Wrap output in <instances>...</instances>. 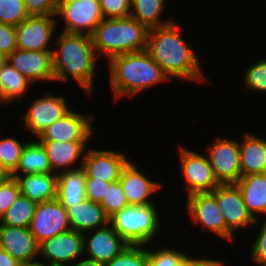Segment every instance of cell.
I'll return each instance as SVG.
<instances>
[{"label":"cell","mask_w":266,"mask_h":266,"mask_svg":"<svg viewBox=\"0 0 266 266\" xmlns=\"http://www.w3.org/2000/svg\"><path fill=\"white\" fill-rule=\"evenodd\" d=\"M9 178H11V174L0 166V186H2Z\"/></svg>","instance_id":"cell-46"},{"label":"cell","mask_w":266,"mask_h":266,"mask_svg":"<svg viewBox=\"0 0 266 266\" xmlns=\"http://www.w3.org/2000/svg\"><path fill=\"white\" fill-rule=\"evenodd\" d=\"M57 42L59 51L52 50L55 80H67L69 75L90 94L98 59L91 36L62 32Z\"/></svg>","instance_id":"cell-2"},{"label":"cell","mask_w":266,"mask_h":266,"mask_svg":"<svg viewBox=\"0 0 266 266\" xmlns=\"http://www.w3.org/2000/svg\"><path fill=\"white\" fill-rule=\"evenodd\" d=\"M25 144L12 137L0 140V166L9 174H13L20 162V157Z\"/></svg>","instance_id":"cell-31"},{"label":"cell","mask_w":266,"mask_h":266,"mask_svg":"<svg viewBox=\"0 0 266 266\" xmlns=\"http://www.w3.org/2000/svg\"><path fill=\"white\" fill-rule=\"evenodd\" d=\"M59 0H24L29 16L56 15Z\"/></svg>","instance_id":"cell-39"},{"label":"cell","mask_w":266,"mask_h":266,"mask_svg":"<svg viewBox=\"0 0 266 266\" xmlns=\"http://www.w3.org/2000/svg\"><path fill=\"white\" fill-rule=\"evenodd\" d=\"M20 262L14 259L8 252L0 248V266H18Z\"/></svg>","instance_id":"cell-44"},{"label":"cell","mask_w":266,"mask_h":266,"mask_svg":"<svg viewBox=\"0 0 266 266\" xmlns=\"http://www.w3.org/2000/svg\"><path fill=\"white\" fill-rule=\"evenodd\" d=\"M207 150L217 181L220 184H235L242 176L238 142L219 138Z\"/></svg>","instance_id":"cell-10"},{"label":"cell","mask_w":266,"mask_h":266,"mask_svg":"<svg viewBox=\"0 0 266 266\" xmlns=\"http://www.w3.org/2000/svg\"><path fill=\"white\" fill-rule=\"evenodd\" d=\"M149 29L131 16L103 19L91 35L96 52L105 53L108 60L116 55L147 49Z\"/></svg>","instance_id":"cell-4"},{"label":"cell","mask_w":266,"mask_h":266,"mask_svg":"<svg viewBox=\"0 0 266 266\" xmlns=\"http://www.w3.org/2000/svg\"><path fill=\"white\" fill-rule=\"evenodd\" d=\"M15 49H17L15 26L0 22V52L7 57Z\"/></svg>","instance_id":"cell-41"},{"label":"cell","mask_w":266,"mask_h":266,"mask_svg":"<svg viewBox=\"0 0 266 266\" xmlns=\"http://www.w3.org/2000/svg\"><path fill=\"white\" fill-rule=\"evenodd\" d=\"M29 230L38 244L69 231L66 208L57 199L37 203Z\"/></svg>","instance_id":"cell-9"},{"label":"cell","mask_w":266,"mask_h":266,"mask_svg":"<svg viewBox=\"0 0 266 266\" xmlns=\"http://www.w3.org/2000/svg\"><path fill=\"white\" fill-rule=\"evenodd\" d=\"M142 247L143 245H128L103 266H148V248L142 249Z\"/></svg>","instance_id":"cell-32"},{"label":"cell","mask_w":266,"mask_h":266,"mask_svg":"<svg viewBox=\"0 0 266 266\" xmlns=\"http://www.w3.org/2000/svg\"><path fill=\"white\" fill-rule=\"evenodd\" d=\"M188 213L196 223L226 239V225L217 198L212 193H196L188 196Z\"/></svg>","instance_id":"cell-18"},{"label":"cell","mask_w":266,"mask_h":266,"mask_svg":"<svg viewBox=\"0 0 266 266\" xmlns=\"http://www.w3.org/2000/svg\"><path fill=\"white\" fill-rule=\"evenodd\" d=\"M242 176L266 172V140L246 134L239 144Z\"/></svg>","instance_id":"cell-25"},{"label":"cell","mask_w":266,"mask_h":266,"mask_svg":"<svg viewBox=\"0 0 266 266\" xmlns=\"http://www.w3.org/2000/svg\"><path fill=\"white\" fill-rule=\"evenodd\" d=\"M85 172L82 166L57 172V200L64 207H72L86 199Z\"/></svg>","instance_id":"cell-23"},{"label":"cell","mask_w":266,"mask_h":266,"mask_svg":"<svg viewBox=\"0 0 266 266\" xmlns=\"http://www.w3.org/2000/svg\"><path fill=\"white\" fill-rule=\"evenodd\" d=\"M166 0H131L130 16L148 29L165 26L173 21H161ZM133 12V13H132Z\"/></svg>","instance_id":"cell-29"},{"label":"cell","mask_w":266,"mask_h":266,"mask_svg":"<svg viewBox=\"0 0 266 266\" xmlns=\"http://www.w3.org/2000/svg\"><path fill=\"white\" fill-rule=\"evenodd\" d=\"M95 229L92 236L83 235V252H88L89 260L101 265L109 263L119 255L129 244L120 237L110 225Z\"/></svg>","instance_id":"cell-16"},{"label":"cell","mask_w":266,"mask_h":266,"mask_svg":"<svg viewBox=\"0 0 266 266\" xmlns=\"http://www.w3.org/2000/svg\"><path fill=\"white\" fill-rule=\"evenodd\" d=\"M56 15L29 16L15 26L17 49L28 51H52L49 48L55 31Z\"/></svg>","instance_id":"cell-11"},{"label":"cell","mask_w":266,"mask_h":266,"mask_svg":"<svg viewBox=\"0 0 266 266\" xmlns=\"http://www.w3.org/2000/svg\"><path fill=\"white\" fill-rule=\"evenodd\" d=\"M0 248L20 263L34 262L39 244L29 228L0 224Z\"/></svg>","instance_id":"cell-19"},{"label":"cell","mask_w":266,"mask_h":266,"mask_svg":"<svg viewBox=\"0 0 266 266\" xmlns=\"http://www.w3.org/2000/svg\"><path fill=\"white\" fill-rule=\"evenodd\" d=\"M180 161L181 174L187 184L188 196L196 193H211L220 185L207 156L181 147Z\"/></svg>","instance_id":"cell-8"},{"label":"cell","mask_w":266,"mask_h":266,"mask_svg":"<svg viewBox=\"0 0 266 266\" xmlns=\"http://www.w3.org/2000/svg\"><path fill=\"white\" fill-rule=\"evenodd\" d=\"M28 17L24 0H0V22L17 26Z\"/></svg>","instance_id":"cell-33"},{"label":"cell","mask_w":266,"mask_h":266,"mask_svg":"<svg viewBox=\"0 0 266 266\" xmlns=\"http://www.w3.org/2000/svg\"><path fill=\"white\" fill-rule=\"evenodd\" d=\"M18 266H48V264L34 261L29 263H20Z\"/></svg>","instance_id":"cell-47"},{"label":"cell","mask_w":266,"mask_h":266,"mask_svg":"<svg viewBox=\"0 0 266 266\" xmlns=\"http://www.w3.org/2000/svg\"><path fill=\"white\" fill-rule=\"evenodd\" d=\"M33 102L28 112L21 118H23L26 128L37 137L45 128L71 111L63 96H53L52 93L48 92L45 97Z\"/></svg>","instance_id":"cell-12"},{"label":"cell","mask_w":266,"mask_h":266,"mask_svg":"<svg viewBox=\"0 0 266 266\" xmlns=\"http://www.w3.org/2000/svg\"><path fill=\"white\" fill-rule=\"evenodd\" d=\"M32 83L16 70L7 60L0 69V95L4 103L23 96L28 84Z\"/></svg>","instance_id":"cell-28"},{"label":"cell","mask_w":266,"mask_h":266,"mask_svg":"<svg viewBox=\"0 0 266 266\" xmlns=\"http://www.w3.org/2000/svg\"><path fill=\"white\" fill-rule=\"evenodd\" d=\"M48 174L54 172L50 165L47 153L43 145L38 141L25 143L20 162L13 174Z\"/></svg>","instance_id":"cell-27"},{"label":"cell","mask_w":266,"mask_h":266,"mask_svg":"<svg viewBox=\"0 0 266 266\" xmlns=\"http://www.w3.org/2000/svg\"><path fill=\"white\" fill-rule=\"evenodd\" d=\"M119 181L128 204L135 206L153 204L148 198L161 187L160 184L152 182L146 175H143L135 163H130V161L123 167Z\"/></svg>","instance_id":"cell-20"},{"label":"cell","mask_w":266,"mask_h":266,"mask_svg":"<svg viewBox=\"0 0 266 266\" xmlns=\"http://www.w3.org/2000/svg\"><path fill=\"white\" fill-rule=\"evenodd\" d=\"M176 23L149 29L147 51L169 78L205 81L197 56L180 36Z\"/></svg>","instance_id":"cell-1"},{"label":"cell","mask_w":266,"mask_h":266,"mask_svg":"<svg viewBox=\"0 0 266 266\" xmlns=\"http://www.w3.org/2000/svg\"><path fill=\"white\" fill-rule=\"evenodd\" d=\"M181 266H223V262L211 259H193L188 256L181 264Z\"/></svg>","instance_id":"cell-43"},{"label":"cell","mask_w":266,"mask_h":266,"mask_svg":"<svg viewBox=\"0 0 266 266\" xmlns=\"http://www.w3.org/2000/svg\"><path fill=\"white\" fill-rule=\"evenodd\" d=\"M20 188V194L35 203L57 198V171L48 174H12Z\"/></svg>","instance_id":"cell-21"},{"label":"cell","mask_w":266,"mask_h":266,"mask_svg":"<svg viewBox=\"0 0 266 266\" xmlns=\"http://www.w3.org/2000/svg\"><path fill=\"white\" fill-rule=\"evenodd\" d=\"M246 88L266 92V59L248 67L245 72Z\"/></svg>","instance_id":"cell-36"},{"label":"cell","mask_w":266,"mask_h":266,"mask_svg":"<svg viewBox=\"0 0 266 266\" xmlns=\"http://www.w3.org/2000/svg\"><path fill=\"white\" fill-rule=\"evenodd\" d=\"M222 212L226 225V240L233 239L238 228L249 227L257 222L248 212L242 193L236 184H220L212 192Z\"/></svg>","instance_id":"cell-7"},{"label":"cell","mask_w":266,"mask_h":266,"mask_svg":"<svg viewBox=\"0 0 266 266\" xmlns=\"http://www.w3.org/2000/svg\"><path fill=\"white\" fill-rule=\"evenodd\" d=\"M7 57L0 52V69L2 68V65L6 62Z\"/></svg>","instance_id":"cell-48"},{"label":"cell","mask_w":266,"mask_h":266,"mask_svg":"<svg viewBox=\"0 0 266 266\" xmlns=\"http://www.w3.org/2000/svg\"><path fill=\"white\" fill-rule=\"evenodd\" d=\"M110 86L117 98L136 96L169 78L147 50L119 54L109 60Z\"/></svg>","instance_id":"cell-3"},{"label":"cell","mask_w":266,"mask_h":266,"mask_svg":"<svg viewBox=\"0 0 266 266\" xmlns=\"http://www.w3.org/2000/svg\"><path fill=\"white\" fill-rule=\"evenodd\" d=\"M7 61L29 81L55 80L52 51L15 49Z\"/></svg>","instance_id":"cell-17"},{"label":"cell","mask_w":266,"mask_h":266,"mask_svg":"<svg viewBox=\"0 0 266 266\" xmlns=\"http://www.w3.org/2000/svg\"><path fill=\"white\" fill-rule=\"evenodd\" d=\"M20 195V188L15 178H9L0 186V218Z\"/></svg>","instance_id":"cell-38"},{"label":"cell","mask_w":266,"mask_h":266,"mask_svg":"<svg viewBox=\"0 0 266 266\" xmlns=\"http://www.w3.org/2000/svg\"><path fill=\"white\" fill-rule=\"evenodd\" d=\"M65 208L70 229L72 230L85 233L109 224V216L103 207L99 203H94L89 199H84L72 207Z\"/></svg>","instance_id":"cell-22"},{"label":"cell","mask_w":266,"mask_h":266,"mask_svg":"<svg viewBox=\"0 0 266 266\" xmlns=\"http://www.w3.org/2000/svg\"><path fill=\"white\" fill-rule=\"evenodd\" d=\"M56 16L65 21L62 32L89 36L104 19L99 0H59Z\"/></svg>","instance_id":"cell-6"},{"label":"cell","mask_w":266,"mask_h":266,"mask_svg":"<svg viewBox=\"0 0 266 266\" xmlns=\"http://www.w3.org/2000/svg\"><path fill=\"white\" fill-rule=\"evenodd\" d=\"M159 218L153 204L128 205L111 215L109 224L129 245L146 246L157 234Z\"/></svg>","instance_id":"cell-5"},{"label":"cell","mask_w":266,"mask_h":266,"mask_svg":"<svg viewBox=\"0 0 266 266\" xmlns=\"http://www.w3.org/2000/svg\"><path fill=\"white\" fill-rule=\"evenodd\" d=\"M99 3L104 19L125 18L131 14V0H99Z\"/></svg>","instance_id":"cell-37"},{"label":"cell","mask_w":266,"mask_h":266,"mask_svg":"<svg viewBox=\"0 0 266 266\" xmlns=\"http://www.w3.org/2000/svg\"><path fill=\"white\" fill-rule=\"evenodd\" d=\"M83 235L72 229L55 235L39 244V255L49 258L48 266H68L67 262L76 260L84 253Z\"/></svg>","instance_id":"cell-15"},{"label":"cell","mask_w":266,"mask_h":266,"mask_svg":"<svg viewBox=\"0 0 266 266\" xmlns=\"http://www.w3.org/2000/svg\"><path fill=\"white\" fill-rule=\"evenodd\" d=\"M112 182L103 180H95V178H85V194L86 199L94 203H101L106 196L107 189L111 186Z\"/></svg>","instance_id":"cell-40"},{"label":"cell","mask_w":266,"mask_h":266,"mask_svg":"<svg viewBox=\"0 0 266 266\" xmlns=\"http://www.w3.org/2000/svg\"><path fill=\"white\" fill-rule=\"evenodd\" d=\"M71 266V265H69ZM73 266H103L93 260H89V259H83L80 262H77V264H73Z\"/></svg>","instance_id":"cell-45"},{"label":"cell","mask_w":266,"mask_h":266,"mask_svg":"<svg viewBox=\"0 0 266 266\" xmlns=\"http://www.w3.org/2000/svg\"><path fill=\"white\" fill-rule=\"evenodd\" d=\"M100 205L109 217L129 205L119 180L111 183Z\"/></svg>","instance_id":"cell-34"},{"label":"cell","mask_w":266,"mask_h":266,"mask_svg":"<svg viewBox=\"0 0 266 266\" xmlns=\"http://www.w3.org/2000/svg\"><path fill=\"white\" fill-rule=\"evenodd\" d=\"M46 150L52 170L55 172L57 168H65L73 165L83 151H85L88 142H58V141H39Z\"/></svg>","instance_id":"cell-26"},{"label":"cell","mask_w":266,"mask_h":266,"mask_svg":"<svg viewBox=\"0 0 266 266\" xmlns=\"http://www.w3.org/2000/svg\"><path fill=\"white\" fill-rule=\"evenodd\" d=\"M251 253L253 261L261 266H266V220L262 225L260 233L256 237Z\"/></svg>","instance_id":"cell-42"},{"label":"cell","mask_w":266,"mask_h":266,"mask_svg":"<svg viewBox=\"0 0 266 266\" xmlns=\"http://www.w3.org/2000/svg\"><path fill=\"white\" fill-rule=\"evenodd\" d=\"M81 166L87 178L116 182L120 179L123 167L128 163L126 155L110 150H92L85 152Z\"/></svg>","instance_id":"cell-14"},{"label":"cell","mask_w":266,"mask_h":266,"mask_svg":"<svg viewBox=\"0 0 266 266\" xmlns=\"http://www.w3.org/2000/svg\"><path fill=\"white\" fill-rule=\"evenodd\" d=\"M93 117L70 111L63 118L53 122L37 137L39 141L88 142L92 135Z\"/></svg>","instance_id":"cell-13"},{"label":"cell","mask_w":266,"mask_h":266,"mask_svg":"<svg viewBox=\"0 0 266 266\" xmlns=\"http://www.w3.org/2000/svg\"><path fill=\"white\" fill-rule=\"evenodd\" d=\"M36 206L37 203L20 194L0 218V224L29 228Z\"/></svg>","instance_id":"cell-30"},{"label":"cell","mask_w":266,"mask_h":266,"mask_svg":"<svg viewBox=\"0 0 266 266\" xmlns=\"http://www.w3.org/2000/svg\"><path fill=\"white\" fill-rule=\"evenodd\" d=\"M235 184L240 189L245 206L254 219L257 220L255 213L266 214V172L241 176Z\"/></svg>","instance_id":"cell-24"},{"label":"cell","mask_w":266,"mask_h":266,"mask_svg":"<svg viewBox=\"0 0 266 266\" xmlns=\"http://www.w3.org/2000/svg\"><path fill=\"white\" fill-rule=\"evenodd\" d=\"M183 253L170 248H163L155 252L148 249V266H181L188 257Z\"/></svg>","instance_id":"cell-35"}]
</instances>
